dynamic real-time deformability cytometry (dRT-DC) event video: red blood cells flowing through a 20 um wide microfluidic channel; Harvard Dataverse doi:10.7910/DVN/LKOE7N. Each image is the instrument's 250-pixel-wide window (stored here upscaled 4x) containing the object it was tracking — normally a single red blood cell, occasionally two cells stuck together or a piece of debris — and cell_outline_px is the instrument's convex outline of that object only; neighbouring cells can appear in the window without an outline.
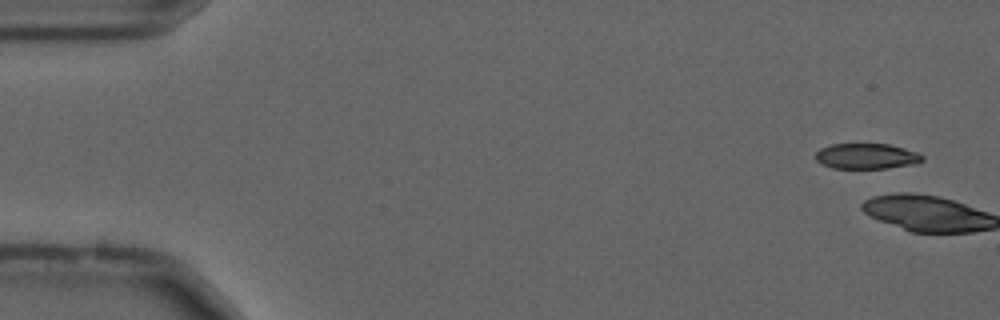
{"species": "common noctule bat (a hibernating species)", "species_latin": "Nyctalus noctula", "temperature_condition": "cold", "stored_images_in_passage": 4, "camera_frame_rate_fps": 3000, "um_per_image_px": 0.085, "animal": {"sex": "male", "forearm_length_mm": 52.5}, "frame": {"image": 1, "passage_image": 3, "time_ms": 0.667, "image_size_px": [1000, 320], "cell_outline_px": [[924, 160], [912, 164], [888, 168], [832, 168], [820, 164], [816, 160], [816, 152], [820, 148], [832, 144], [888, 144], [904, 148], [916, 152], [924, 156]], "centroid_in_image_um": [73.63, 13.27], "position_along_channel_um": 11.4, "area_um2": 15.84}}